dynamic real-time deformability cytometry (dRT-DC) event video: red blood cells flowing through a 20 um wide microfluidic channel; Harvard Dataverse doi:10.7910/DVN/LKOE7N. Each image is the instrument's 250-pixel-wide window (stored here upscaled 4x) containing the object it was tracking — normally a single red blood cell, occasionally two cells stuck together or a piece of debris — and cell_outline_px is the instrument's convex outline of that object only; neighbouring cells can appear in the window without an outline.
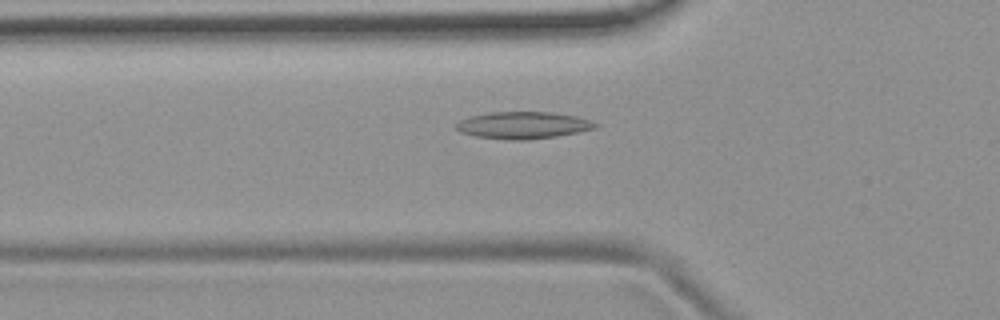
{"species": "common noctule bat (a hibernating species)", "species_latin": "Nyctalus noctula", "temperature_condition": "room temperature", "stored_images_in_passage": 53, "camera_frame_rate_fps": 3000, "um_per_image_px": 0.085, "animal": {"sex": "female", "body_mass_g": 19.9}, "frame": {"image": 1, "passage_image": 18, "time_ms": 5.667, "image_size_px": [1000, 320], "cell_outline_px": [[600, 124], [596, 128], [556, 136], [528, 140], [508, 140], [476, 136], [460, 132], [456, 128], [456, 124], [460, 120], [472, 116], [488, 112], [548, 112], [576, 116]], "centroid_in_image_um": [44.45, 10.65], "position_along_channel_um": 81.4, "area_um2": 21.73}}
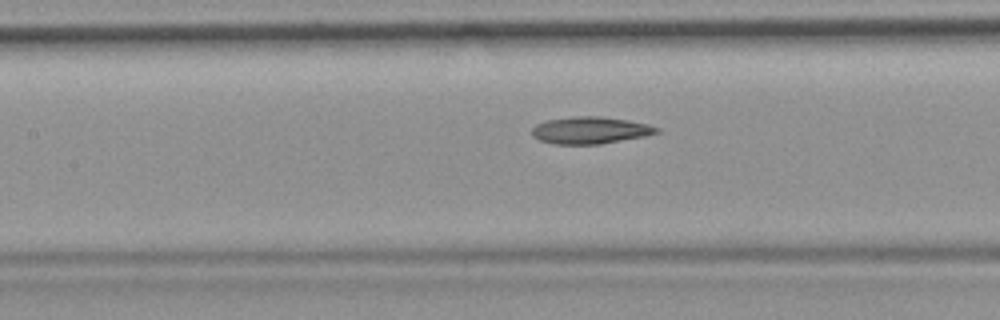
{"frame": {"image": 2, "passage_image": 24, "time_ms": 7.667, "image_size_px": [1000, 320], "cell_outline_px": [[660, 132], [644, 136], [600, 144], [552, 144], [540, 140], [532, 136], [532, 128], [536, 124], [548, 120], [572, 116], [600, 116], [628, 120], [648, 124], [660, 128]], "centroid_in_image_um": [50.16, 11.07], "position_along_channel_um": 157.2, "area_um2": 19.65}}
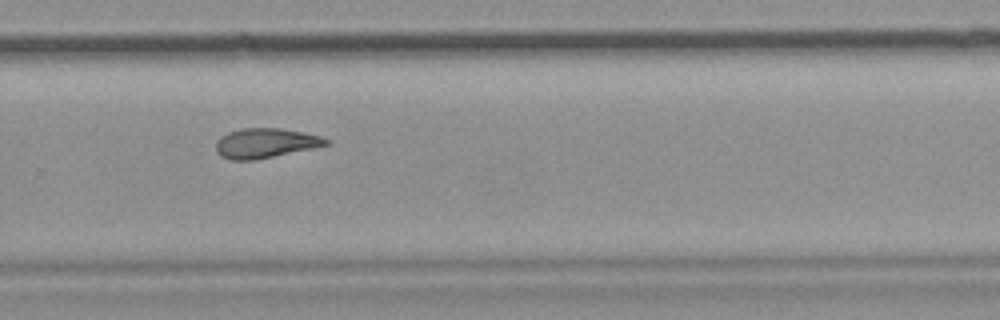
{"frame": {"image": 3, "passage_image": 36, "time_ms": 11.667, "image_size_px": [1000, 320], "cell_outline_px": [[332, 144], [256, 160], [228, 160], [220, 156], [216, 152], [216, 140], [220, 136], [228, 132], [240, 128], [280, 128], [304, 132], [320, 136], [332, 140]], "centroid_in_image_um": [22.56, 12.17], "position_along_channel_um": 307.2, "area_um2": 19.42}}